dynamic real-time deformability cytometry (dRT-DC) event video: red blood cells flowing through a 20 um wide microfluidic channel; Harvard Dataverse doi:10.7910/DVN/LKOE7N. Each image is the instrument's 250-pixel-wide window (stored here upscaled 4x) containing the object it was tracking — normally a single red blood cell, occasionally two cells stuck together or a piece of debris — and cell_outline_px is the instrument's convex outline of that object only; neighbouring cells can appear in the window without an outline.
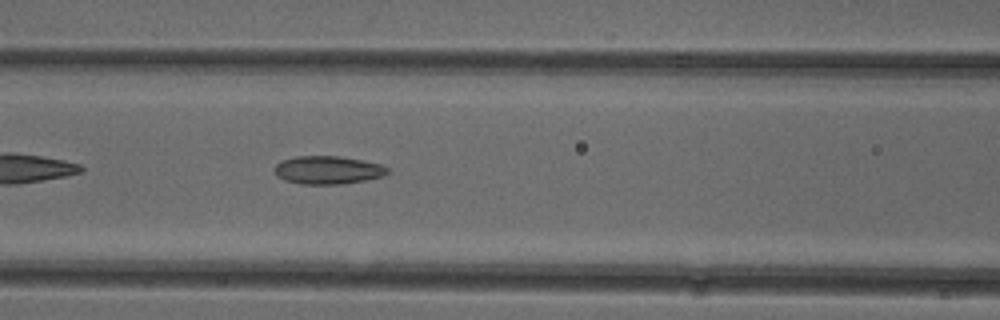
{"species": "common noctule bat (a hibernating species)", "species_latin": "Nyctalus noctula", "temperature_condition": "cold", "stored_images_in_passage": 34, "camera_frame_rate_fps": 3000, "um_per_image_px": 0.085, "animal": {"sex": "female"}, "frame": {"image": 1, "passage_image": 8, "time_ms": 2.333, "image_size_px": [1000, 320], "cell_outline_px": [[388, 172], [384, 176], [344, 184], [300, 184], [284, 180], [276, 176], [272, 168], [276, 164], [284, 160], [296, 156], [340, 156], [380, 164], [388, 168]], "centroid_in_image_um": [27.82, 14.46], "position_along_channel_um": 138.8, "area_um2": 18.55}}
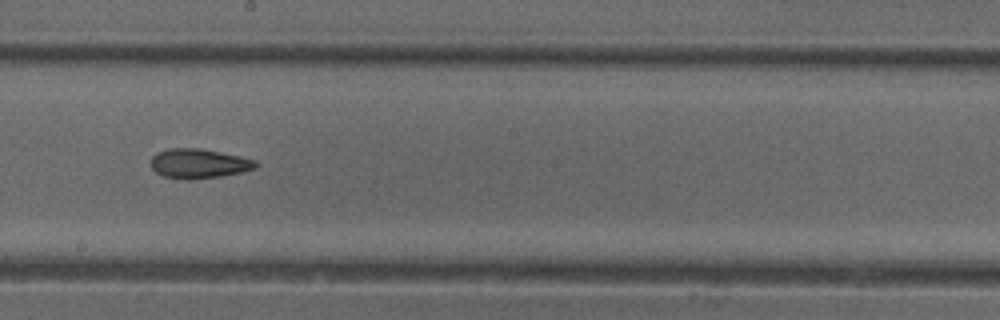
{"frame": {"image": 2, "passage_image": 15, "time_ms": 4.667, "image_size_px": [1000, 320], "cell_outline_px": [[260, 164], [256, 168], [244, 172], [220, 176], [188, 180], [164, 176], [156, 172], [152, 168], [152, 156], [156, 152], [168, 148], [200, 148], [240, 156], [256, 160]], "centroid_in_image_um": [16.93, 13.9], "position_along_channel_um": 231.3, "area_um2": 18.15}}
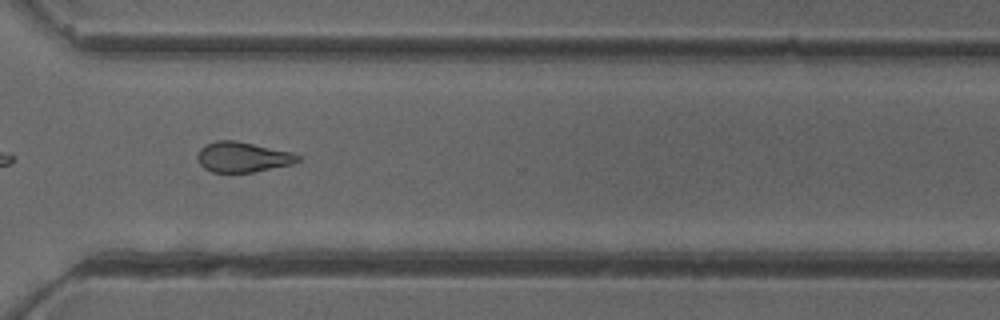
{"frame": {"image": 3, "passage_image": 24, "time_ms": 7.667, "image_size_px": [1000, 320], "cell_outline_px": [[300, 160], [292, 164], [252, 172], [212, 172], [204, 168], [200, 164], [196, 156], [200, 148], [204, 144], [216, 140], [236, 140], [292, 152], [300, 156]], "centroid_in_image_um": [20.59, 13.33], "position_along_channel_um": 350.0, "area_um2": 17.74}, "authors_computed_cell_mechanics": {"area_um2": 17.8602, "velocity_mm_per_s": 3.9668, "shape_relaxation_time_tau1_ms": null, "shape_relaxation_time_tau2_ms": 4.5168, "deformation_change_tau1": null, "deformation_change_tau2": 0.1232}}